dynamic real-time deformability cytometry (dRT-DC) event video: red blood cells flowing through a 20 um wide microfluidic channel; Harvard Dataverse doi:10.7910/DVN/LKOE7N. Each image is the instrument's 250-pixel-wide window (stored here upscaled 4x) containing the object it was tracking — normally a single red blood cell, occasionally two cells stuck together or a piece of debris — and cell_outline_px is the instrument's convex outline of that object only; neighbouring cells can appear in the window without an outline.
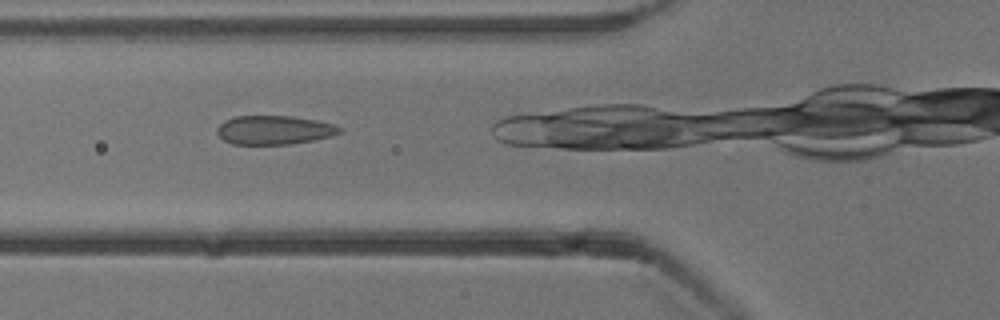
{"species": "common noctule bat (a hibernating species)", "species_latin": "Nyctalus noctula", "temperature_condition": "cold", "stored_images_in_passage": 25, "camera_frame_rate_fps": 3000, "um_per_image_px": 0.085, "animal": {"sex": "male", "body_mass_g": 13.3}, "frame": {"image": 1, "passage_image": 4, "time_ms": 1.0, "image_size_px": [1000, 320], "cell_outline_px": [[344, 128], [340, 132], [332, 136], [292, 144], [232, 144], [224, 140], [216, 132], [216, 128], [224, 120], [236, 116], [292, 116], [316, 120], [336, 124]], "centroid_in_image_um": [23.32, 11.04], "position_along_channel_um": 102.5, "area_um2": 20.75}}
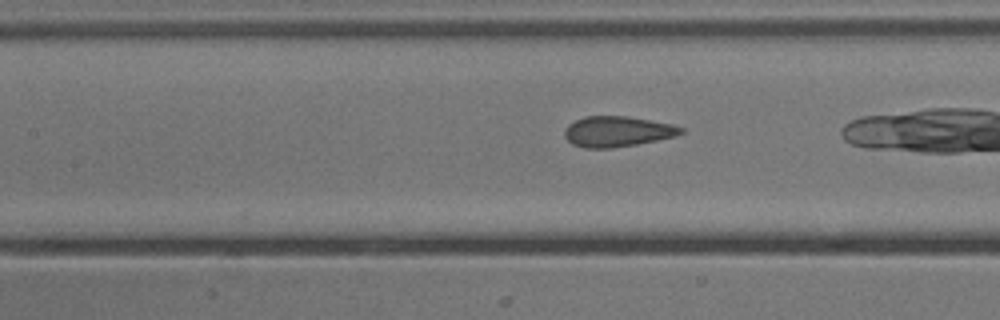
{"frame": {"image": 2, "passage_image": 8, "time_ms": 2.333, "image_size_px": [1000, 320], "cell_outline_px": [[684, 132], [672, 136], [656, 140], [636, 144], [612, 148], [584, 148], [572, 144], [564, 136], [564, 128], [568, 124], [584, 116], [628, 116], [672, 124], [684, 128]], "centroid_in_image_um": [52.43, 11.17], "position_along_channel_um": 155.0, "area_um2": 20.63}}